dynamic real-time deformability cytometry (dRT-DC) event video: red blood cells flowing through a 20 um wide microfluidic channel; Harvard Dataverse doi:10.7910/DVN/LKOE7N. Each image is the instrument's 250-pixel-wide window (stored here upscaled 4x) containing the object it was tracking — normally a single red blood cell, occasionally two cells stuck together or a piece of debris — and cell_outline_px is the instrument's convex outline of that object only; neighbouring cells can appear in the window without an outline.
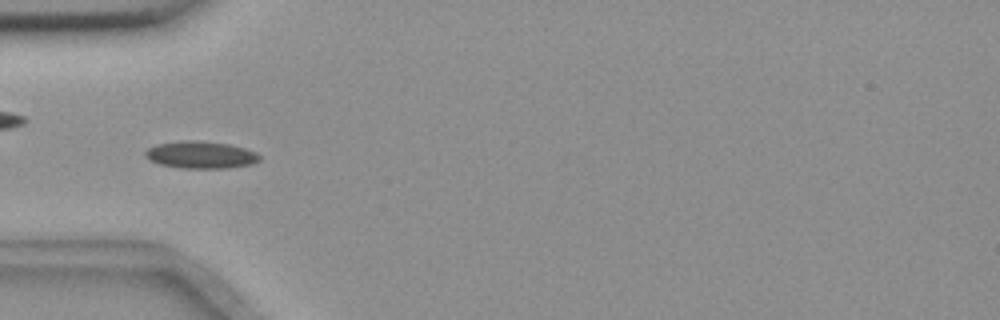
{"species": "common noctule bat (a hibernating species)", "species_latin": "Nyctalus noctula", "temperature_condition": "room temperature", "stored_images_in_passage": 56, "camera_frame_rate_fps": 3000, "um_per_image_px": 0.085, "animal": {"sex": "female", "body_mass_g": 18.4}, "frame": {"image": 1, "passage_image": 18, "time_ms": 5.667, "image_size_px": [1000, 320], "cell_outline_px": [[260, 160], [252, 164], [228, 168], [180, 168], [160, 164], [148, 160], [144, 156], [144, 152], [148, 148], [156, 144], [180, 140], [196, 140], [228, 144], [244, 148], [256, 152], [260, 156]], "centroid_in_image_um": [17.03, 13.16], "position_along_channel_um": 68.0, "area_um2": 18.26}}
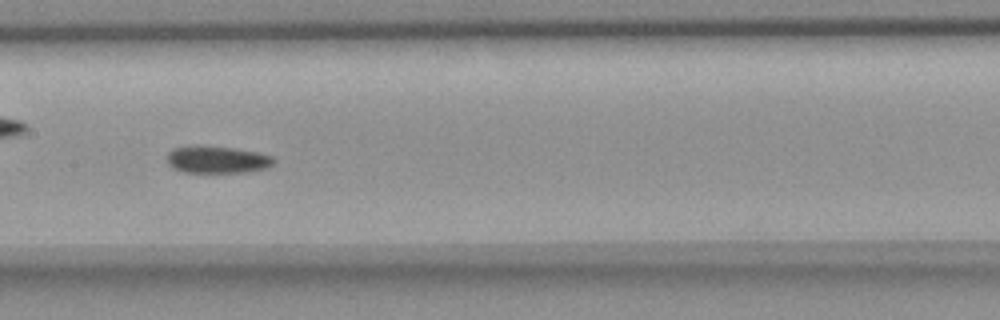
{"frame": {"image": 2, "passage_image": 28, "time_ms": 9.0, "image_size_px": [1000, 320], "cell_outline_px": [[276, 160], [268, 168], [248, 172], [184, 172], [172, 168], [168, 164], [168, 152], [172, 148], [232, 148], [260, 152], [272, 156]], "centroid_in_image_um": [18.53, 13.61], "position_along_channel_um": 188.9, "area_um2": 16.36}}
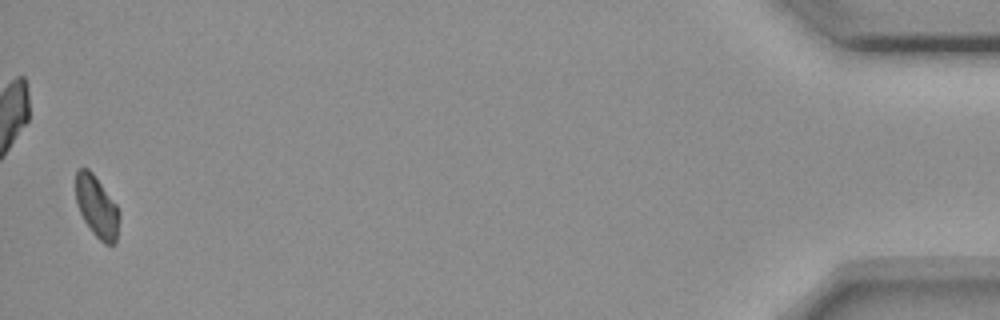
{"frame": {"image": 3, "passage_image": 55, "time_ms": 18.0, "image_size_px": [1000, 320], "cell_outline_px": [[120, 216], [116, 244], [104, 244], [92, 232], [84, 220], [76, 204], [76, 172], [80, 168], [88, 168], [92, 172], [116, 204], [120, 212]], "centroid_in_image_um": [8.24, 17.59], "position_along_channel_um": 427.0, "area_um2": 15.61}}